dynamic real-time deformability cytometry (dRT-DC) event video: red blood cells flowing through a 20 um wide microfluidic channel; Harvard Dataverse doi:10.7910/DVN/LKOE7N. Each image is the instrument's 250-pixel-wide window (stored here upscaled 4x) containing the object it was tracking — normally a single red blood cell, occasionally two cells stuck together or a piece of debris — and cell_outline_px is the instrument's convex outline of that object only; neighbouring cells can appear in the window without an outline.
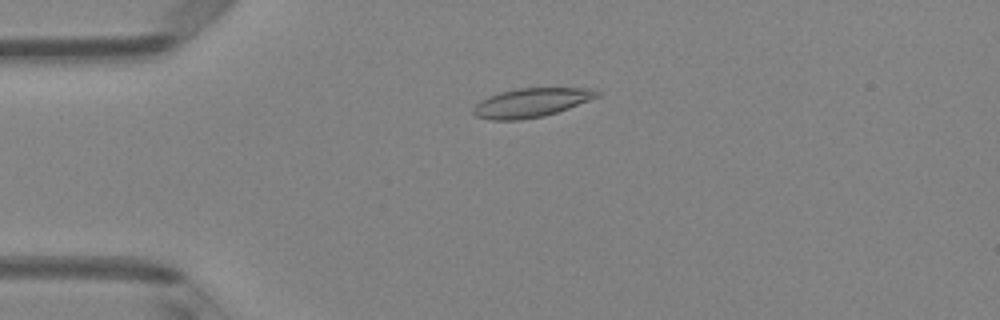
{"species": "Egyptian fruit bat (a non-hibernating species)", "species_latin": "Rousettus aegyptiacus", "temperature_condition": "room temperature", "stored_images_in_passage": 50, "camera_frame_rate_fps": 3000, "um_per_image_px": 0.085, "animal": {"sex": "female"}, "frame": {"image": 1, "passage_image": 12, "time_ms": 3.667, "image_size_px": [1000, 320], "cell_outline_px": [[600, 96], [568, 108], [544, 116], [520, 120], [492, 120], [476, 116], [472, 112], [472, 108], [480, 100], [500, 92], [516, 88], [596, 88], [600, 92]], "centroid_in_image_um": [45.15, 8.72], "position_along_channel_um": 39.8, "area_um2": 20.92}}
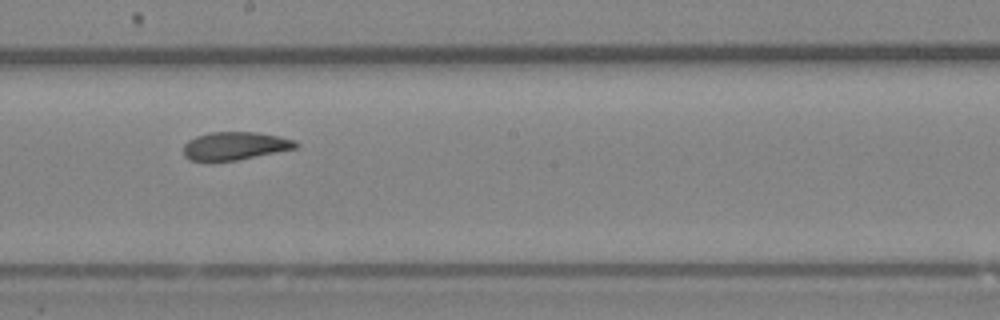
{"frame": {"image": 2, "passage_image": 28, "time_ms": 9.0, "image_size_px": [1000, 320], "cell_outline_px": [[300, 144], [296, 148], [236, 160], [188, 160], [184, 156], [184, 144], [188, 140], [196, 136], [208, 132], [256, 132], [280, 136], [296, 140]], "centroid_in_image_um": [19.98, 12.38], "position_along_channel_um": 228.2, "area_um2": 18.26}}
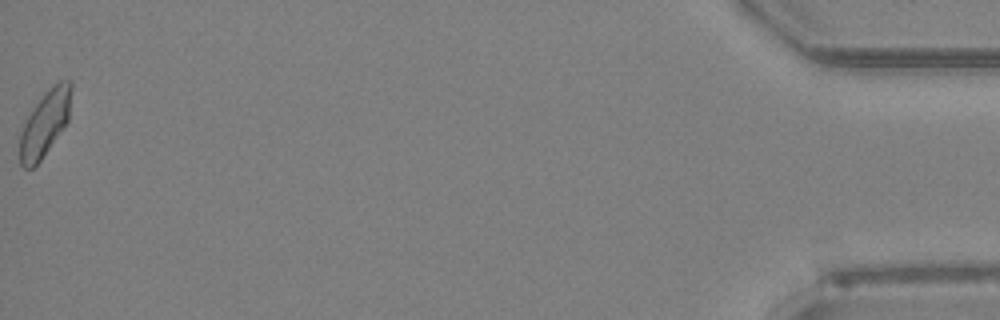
{"frame": {"image": 3, "passage_image": 50, "time_ms": 16.333, "image_size_px": [1000, 320], "cell_outline_px": [[72, 88], [68, 120], [64, 128], [40, 160], [32, 168], [24, 168], [20, 164], [20, 132], [28, 116], [44, 92], [52, 84], [60, 80], [72, 80]], "centroid_in_image_um": [3.84, 10.44], "position_along_channel_um": 431.4, "area_um2": 19.59}, "authors_computed_cell_mechanics": {"area_um2": 19.5364, "velocity_mm_per_s": 4.0961, "shape_relaxation_time_tau1_ms": null, "shape_relaxation_time_tau2_ms": 2.4577, "deformation_change_tau1": null, "deformation_change_tau2": 0.083}}